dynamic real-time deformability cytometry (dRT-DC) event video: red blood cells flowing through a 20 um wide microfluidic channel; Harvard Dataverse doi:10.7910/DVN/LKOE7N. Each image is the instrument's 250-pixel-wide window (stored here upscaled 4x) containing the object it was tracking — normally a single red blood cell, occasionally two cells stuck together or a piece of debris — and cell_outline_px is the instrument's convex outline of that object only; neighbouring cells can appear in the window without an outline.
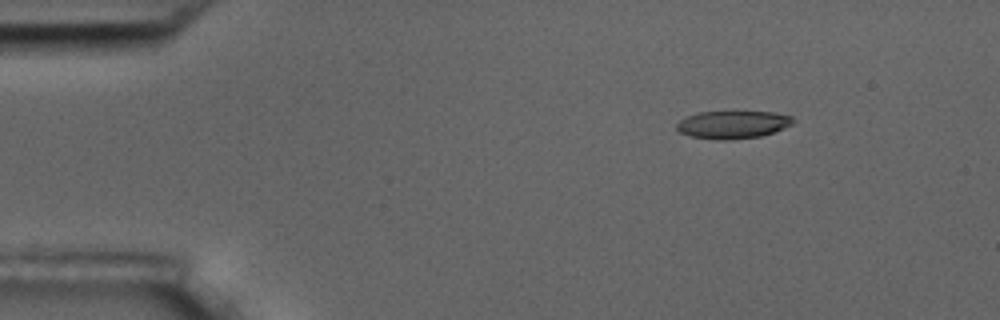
{"species": "common noctule bat (a hibernating species)", "species_latin": "Nyctalus noctula", "temperature_condition": "room temperature", "stored_images_in_passage": 6, "camera_frame_rate_fps": 3000, "um_per_image_px": 0.085, "animal": {"sex": "male", "body_mass_g": 17.5, "forearm_length_mm": 52.3}, "frame": {"image": 1, "passage_image": 1, "time_ms": 0.0, "image_size_px": [1000, 320], "cell_outline_px": [[796, 120], [792, 124], [784, 128], [760, 136], [732, 140], [720, 140], [692, 136], [680, 132], [676, 128], [676, 124], [680, 120], [688, 116], [700, 112], [772, 112], [792, 116]], "centroid_in_image_um": [62.31, 10.59], "position_along_channel_um": 22.7, "area_um2": 18.67}}
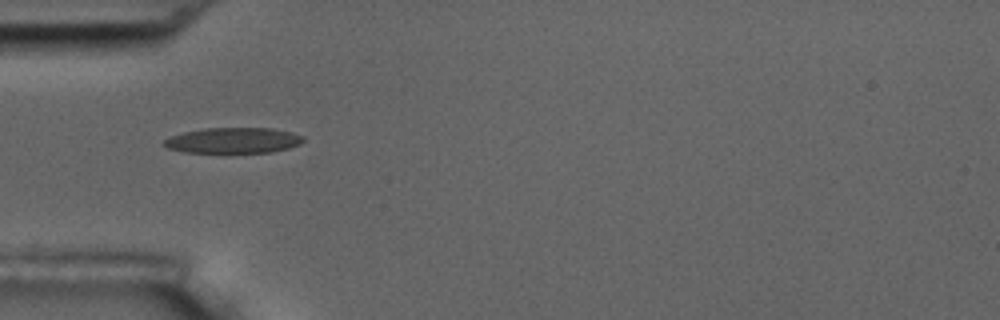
{"frame": {"image": 2, "passage_image": 4, "time_ms": 3.333, "image_size_px": [1000, 320], "cell_outline_px": [[304, 140], [300, 144], [288, 148], [272, 152], [224, 156], [184, 152], [168, 148], [160, 144], [164, 140], [172, 136], [184, 132], [204, 128], [272, 128], [292, 132], [304, 136]], "centroid_in_image_um": [19.8, 11.99], "position_along_channel_um": 65.2, "area_um2": 22.02}}